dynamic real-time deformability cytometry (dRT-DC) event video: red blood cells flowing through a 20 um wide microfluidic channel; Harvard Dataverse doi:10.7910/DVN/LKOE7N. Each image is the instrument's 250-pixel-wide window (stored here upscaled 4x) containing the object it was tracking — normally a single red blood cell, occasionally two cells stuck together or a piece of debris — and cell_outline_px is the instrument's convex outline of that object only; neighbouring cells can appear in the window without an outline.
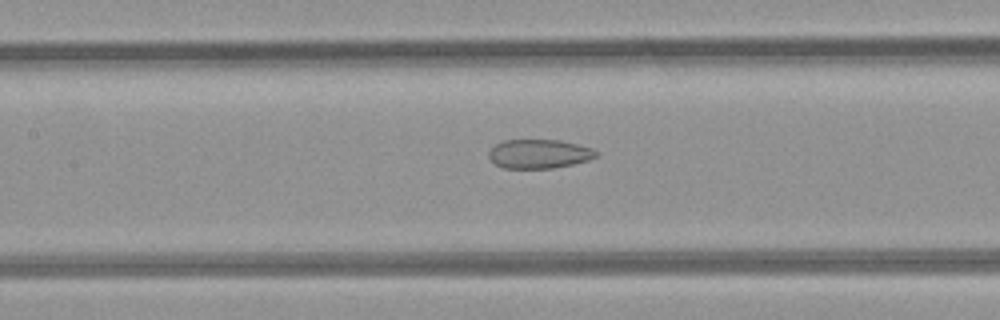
{"species": "common noctule bat (a hibernating species)", "species_latin": "Nyctalus noctula", "temperature_condition": "room temperature", "stored_images_in_passage": 34, "camera_frame_rate_fps": 3000, "um_per_image_px": 0.085, "animal": {"sex": "female", "body_mass_g": 21.9}, "frame": {"image": 1, "passage_image": 16, "time_ms": 5.0, "image_size_px": [1000, 320], "cell_outline_px": [[600, 152], [596, 156], [588, 160], [572, 164], [552, 168], [504, 168], [496, 164], [488, 156], [488, 152], [496, 144], [504, 140], [560, 140], [592, 148]], "centroid_in_image_um": [45.83, 13.07], "position_along_channel_um": 161.6, "area_um2": 18.03}}
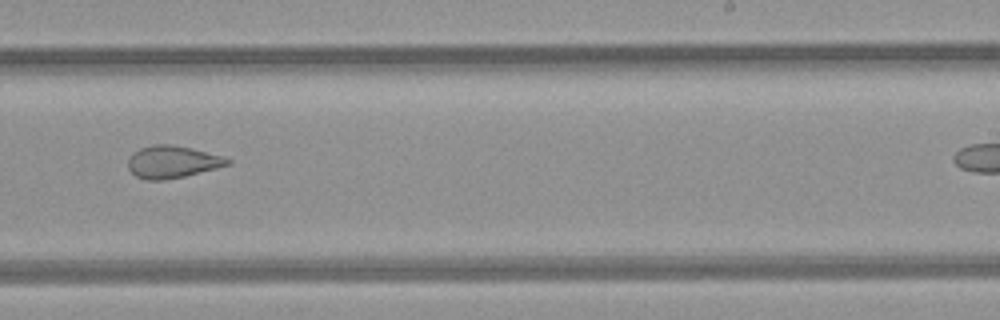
{"frame": {"image": 2, "passage_image": 24, "time_ms": 7.667, "image_size_px": [1000, 320], "cell_outline_px": [[232, 160], [228, 164], [216, 168], [184, 176], [164, 180], [148, 180], [136, 176], [128, 168], [128, 160], [132, 152], [140, 148], [152, 144], [172, 144], [192, 148], [224, 156]], "centroid_in_image_um": [14.63, 13.74], "position_along_channel_um": 274.4, "area_um2": 18.73}}
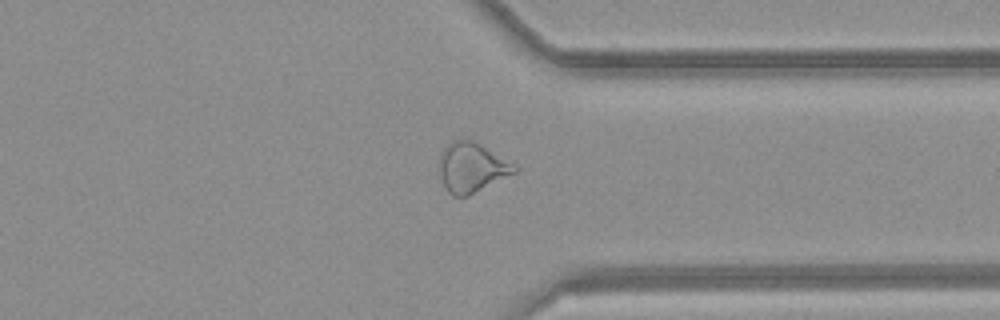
{"frame": {"image": 3, "passage_image": 31, "time_ms": 10.0, "image_size_px": [1000, 320], "cell_outline_px": [[520, 168], [516, 172], [468, 196], [452, 196], [448, 192], [440, 176], [440, 152], [452, 140], [472, 140], [480, 144]], "centroid_in_image_um": [40.08, 14.24], "position_along_channel_um": 371.3, "area_um2": 21.44}}